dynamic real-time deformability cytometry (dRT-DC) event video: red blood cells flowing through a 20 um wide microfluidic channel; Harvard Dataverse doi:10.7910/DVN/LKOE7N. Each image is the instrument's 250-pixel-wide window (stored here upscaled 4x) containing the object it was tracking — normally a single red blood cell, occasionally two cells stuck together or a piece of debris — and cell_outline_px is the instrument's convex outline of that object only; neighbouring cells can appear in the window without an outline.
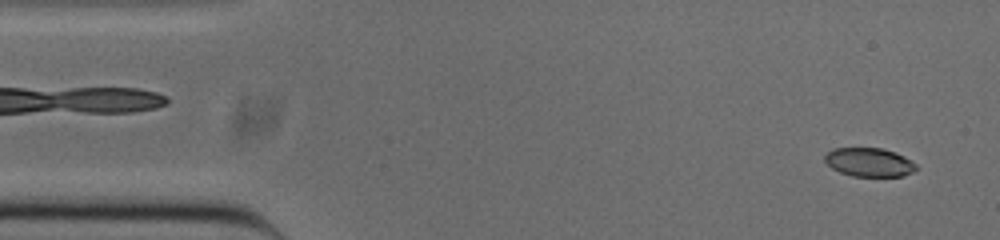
{"species": "common noctule bat (a hibernating species)", "species_latin": "Nyctalus noctula", "temperature_condition": "cold", "stored_images_in_passage": 51, "camera_frame_rate_fps": 3000, "um_per_image_px": 0.085, "animal": {"sex": "male", "body_mass_g": 20.0, "forearm_length_mm": 53.3}, "frame": {"image": 1, "passage_image": 2, "time_ms": 0.333, "image_size_px": [1000, 240], "cell_outline_px": [[916, 168], [912, 172], [904, 176], [852, 176], [840, 172], [832, 168], [824, 160], [824, 156], [832, 148], [884, 148], [896, 152], [904, 156], [916, 164]], "centroid_in_image_um": [73.88, 13.78], "position_along_channel_um": 11.1, "area_um2": 15.32}}
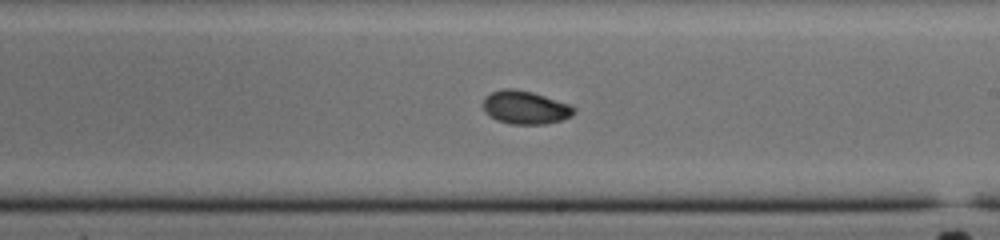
{"frame": {"image": 2, "passage_image": 28, "time_ms": 9.0, "image_size_px": [1000, 240], "cell_outline_px": [[576, 112], [572, 116], [560, 120], [544, 124], [512, 124], [496, 120], [484, 112], [484, 96], [492, 92], [504, 88], [512, 88], [532, 92], [568, 104], [576, 108]], "centroid_in_image_um": [44.63, 9.14], "position_along_channel_um": 244.4, "area_um2": 17.51}}
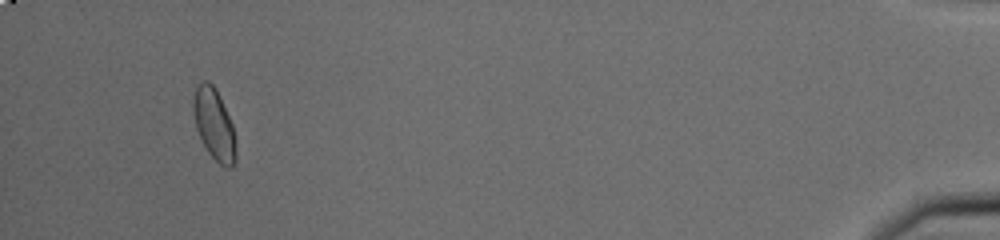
{"frame": {"image": 3, "passage_image": 48, "time_ms": 15.667, "image_size_px": [1000, 240], "cell_outline_px": [[236, 160], [232, 168], [224, 168], [208, 152], [196, 128], [192, 112], [192, 100], [196, 84], [200, 80], [208, 80], [216, 88], [232, 124], [236, 144]], "centroid_in_image_um": [18.18, 10.54], "position_along_channel_um": 417.0, "area_um2": 17.92}, "authors_computed_cell_mechanics": {"area_um2": 17.1088, "velocity_mm_per_s": 3.8512, "shape_relaxation_time_tau1_ms": 6.8131, "shape_relaxation_time_tau2_ms": 3.0204, "deformation_change_tau1": 0.1575, "deformation_change_tau2": 0.0433}}